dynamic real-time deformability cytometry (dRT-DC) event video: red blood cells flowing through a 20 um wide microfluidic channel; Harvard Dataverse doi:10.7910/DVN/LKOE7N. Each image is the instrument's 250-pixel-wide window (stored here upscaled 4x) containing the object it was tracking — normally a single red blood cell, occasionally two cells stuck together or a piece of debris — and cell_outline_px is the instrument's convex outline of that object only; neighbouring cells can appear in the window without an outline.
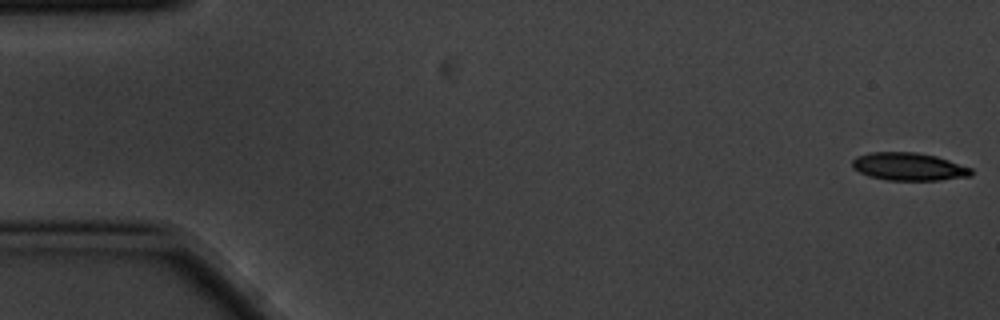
{"species": "common noctule bat (a hibernating species)", "species_latin": "Nyctalus noctula", "temperature_condition": "cold", "stored_images_in_passage": 7, "camera_frame_rate_fps": 3000, "um_per_image_px": 0.085, "animal": {"sex": "male", "body_mass_g": 20.1, "forearm_length_mm": 53.5}, "frame": {"image": 1, "passage_image": 1, "time_ms": 0.0, "image_size_px": [1000, 320], "cell_outline_px": [[972, 176], [940, 180], [888, 180], [868, 176], [852, 168], [852, 160], [856, 156], [868, 152], [916, 152], [936, 156], [972, 168]], "centroid_in_image_um": [77.22, 14.16], "position_along_channel_um": 7.8, "area_um2": 19.36}}